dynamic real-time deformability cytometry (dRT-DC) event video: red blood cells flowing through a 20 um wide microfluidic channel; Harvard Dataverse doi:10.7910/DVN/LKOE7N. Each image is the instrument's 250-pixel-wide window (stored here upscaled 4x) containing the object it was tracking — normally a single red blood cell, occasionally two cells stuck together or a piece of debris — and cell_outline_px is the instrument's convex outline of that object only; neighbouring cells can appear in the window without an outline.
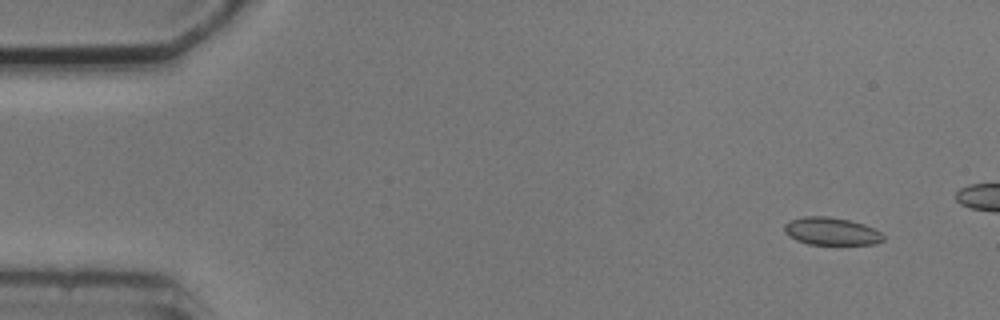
{"species": "common noctule bat (a hibernating species)", "species_latin": "Nyctalus noctula", "temperature_condition": "cold", "stored_images_in_passage": 6, "camera_frame_rate_fps": 3000, "um_per_image_px": 0.085, "animal": {"sex": "male", "body_mass_g": 20.5, "forearm_length_mm": 52.5}, "frame": {"image": 1, "passage_image": 2, "time_ms": 1.333, "image_size_px": [1000, 320], "cell_outline_px": [[884, 240], [876, 244], [808, 244], [796, 240], [788, 236], [784, 232], [784, 224], [788, 220], [804, 216], [828, 216], [848, 220], [864, 224], [880, 232], [884, 236]], "centroid_in_image_um": [70.62, 19.65], "position_along_channel_um": 14.4, "area_um2": 16.01}}